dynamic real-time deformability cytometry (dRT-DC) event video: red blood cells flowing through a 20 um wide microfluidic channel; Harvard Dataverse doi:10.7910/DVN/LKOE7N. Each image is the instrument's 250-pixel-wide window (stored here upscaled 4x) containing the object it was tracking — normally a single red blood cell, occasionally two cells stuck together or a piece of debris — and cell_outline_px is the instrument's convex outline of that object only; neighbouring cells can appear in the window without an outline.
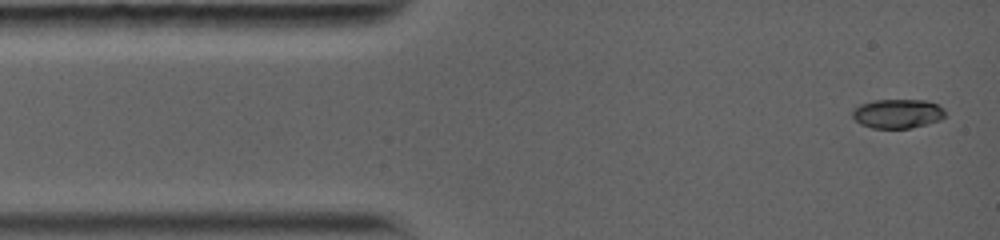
{"species": "common noctule bat (a hibernating species)", "species_latin": "Nyctalus noctula", "temperature_condition": "warm", "stored_images_in_passage": 35, "camera_frame_rate_fps": 5000, "um_per_image_px": 0.085, "animal": {"sex": "female", "body_mass_g": 19.0, "forearm_length_mm": 56.7}, "frame": {"image": 1, "passage_image": 1, "time_ms": 0.0, "image_size_px": [1000, 240], "cell_outline_px": [[944, 116], [940, 120], [912, 128], [872, 128], [860, 124], [852, 116], [852, 112], [860, 104], [872, 100], [928, 100], [944, 108]], "centroid_in_image_um": [76.29, 9.65], "position_along_channel_um": 8.7, "area_um2": 15.78}}
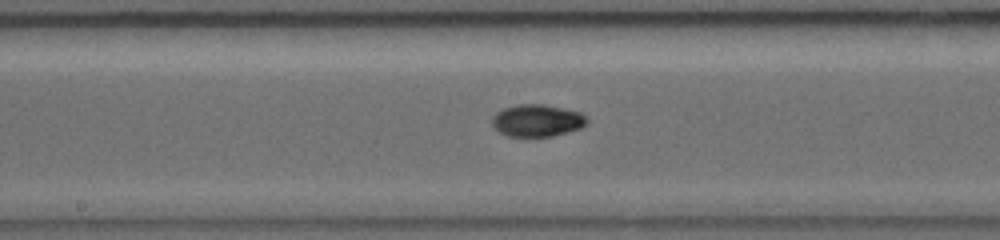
{"frame": {"image": 2, "passage_image": 15, "time_ms": 6.6, "image_size_px": [1000, 240], "cell_outline_px": [[588, 124], [580, 128], [568, 132], [552, 136], [508, 136], [492, 128], [492, 116], [496, 112], [504, 108], [520, 104], [544, 104], [580, 112], [588, 120]], "centroid_in_image_um": [45.64, 10.24], "position_along_channel_um": 202.6, "area_um2": 17.8}}
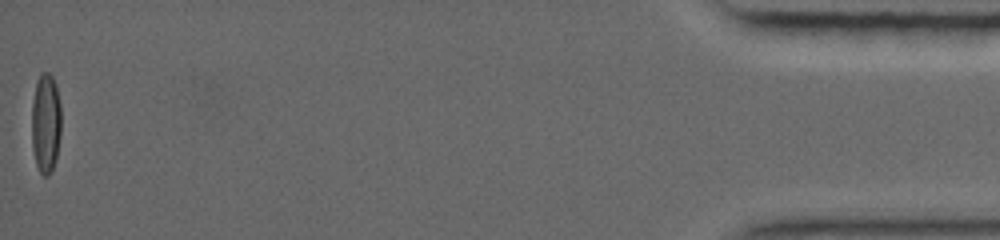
{"frame": {"image": 3, "passage_image": 35, "time_ms": 15.8, "image_size_px": [1000, 240], "cell_outline_px": [[60, 136], [56, 156], [52, 172], [48, 176], [44, 176], [40, 172], [36, 164], [32, 148], [32, 100], [36, 80], [40, 72], [48, 72], [52, 76], [56, 84], [60, 104]], "centroid_in_image_um": [3.88, 10.44], "position_along_channel_um": 431.3, "area_um2": 17.34}, "authors_computed_cell_mechanics": {"area_um2": 16.9354, "velocity_mm_per_s": 3.9808, "shape_relaxation_time_tau1_ms": null, "shape_relaxation_time_tau2_ms": 3.0037, "deformation_change_tau1": null, "deformation_change_tau2": 0.0301}}